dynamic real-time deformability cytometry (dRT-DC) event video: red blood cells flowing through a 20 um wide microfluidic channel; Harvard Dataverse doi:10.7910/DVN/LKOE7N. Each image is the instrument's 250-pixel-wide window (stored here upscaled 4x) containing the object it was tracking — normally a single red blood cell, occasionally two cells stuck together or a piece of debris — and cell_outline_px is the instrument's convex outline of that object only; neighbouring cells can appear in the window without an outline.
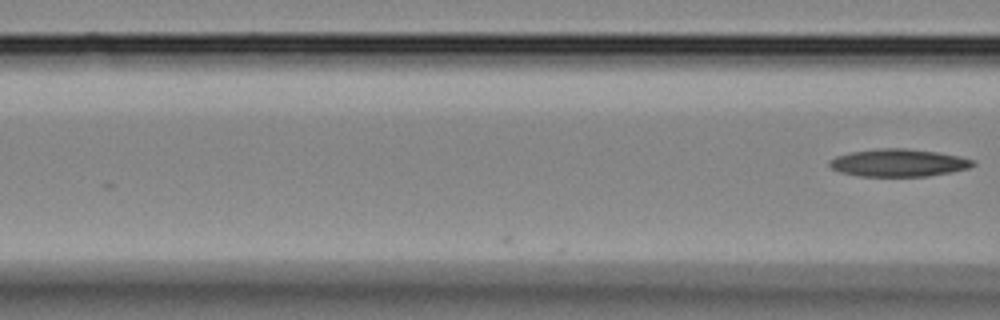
{"species": "Egyptian fruit bat (a non-hibernating species)", "species_latin": "Rousettus aegyptiacus", "temperature_condition": "room temperature", "stored_images_in_passage": 8, "camera_frame_rate_fps": 3000, "um_per_image_px": 0.085, "animal": {"sex": "female"}, "frame": {"image": 1, "passage_image": 8, "time_ms": 2.333, "image_size_px": [1000, 320], "cell_outline_px": [[976, 164], [968, 168], [952, 172], [928, 176], [860, 176], [840, 172], [832, 168], [828, 164], [828, 160], [836, 156], [852, 152], [880, 148], [904, 148], [936, 152], [960, 156], [976, 160]], "centroid_in_image_um": [76.39, 13.84], "position_along_channel_um": 90.2, "area_um2": 23.06}}